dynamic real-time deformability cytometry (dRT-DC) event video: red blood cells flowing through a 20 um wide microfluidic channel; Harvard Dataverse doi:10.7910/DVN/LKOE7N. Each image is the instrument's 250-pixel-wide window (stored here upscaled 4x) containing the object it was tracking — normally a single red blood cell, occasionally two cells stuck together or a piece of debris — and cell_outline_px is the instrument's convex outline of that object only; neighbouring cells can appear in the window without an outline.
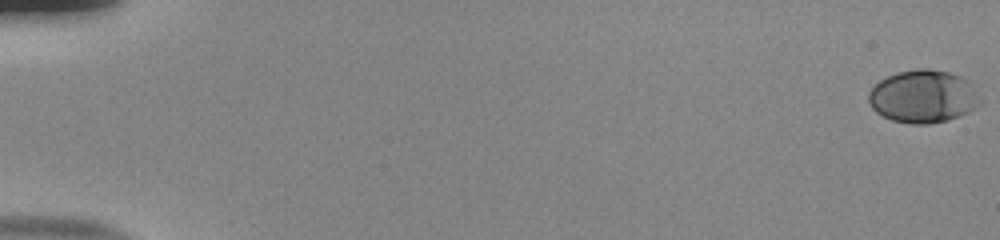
{"species": "human", "species_latin": "Homo sapiens", "temperature_condition": "room temperature", "stored_images_in_passage": 56, "camera_frame_rate_fps": 3000, "um_per_image_px": 0.085, "donor": {"sex": "male"}, "frame": {"image": 1, "passage_image": 1, "time_ms": 0.0, "image_size_px": [1000, 240], "cell_outline_px": [[980, 104], [968, 112], [948, 120], [928, 124], [912, 124], [892, 120], [876, 112], [872, 108], [868, 100], [868, 92], [880, 80], [896, 72], [916, 68], [928, 68], [948, 72], [960, 76], [968, 80], [980, 100]], "centroid_in_image_um": [78.44, 8.19], "position_along_channel_um": 6.6, "area_um2": 34.22}}
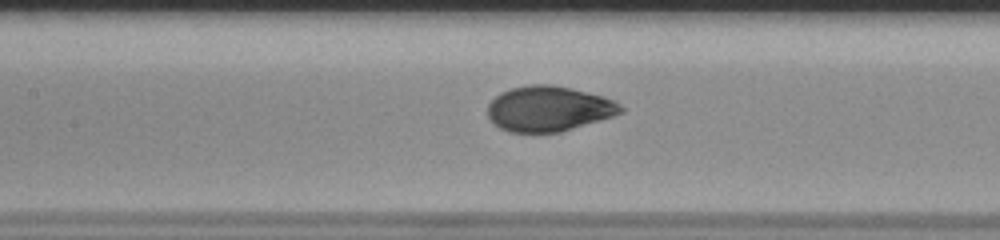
{"frame": {"image": 2, "passage_image": 28, "time_ms": 9.0, "image_size_px": [1000, 240], "cell_outline_px": [[624, 112], [612, 116], [560, 132], [508, 132], [500, 128], [488, 116], [488, 104], [500, 92], [512, 88], [528, 84], [552, 84], [572, 88], [600, 96], [612, 100], [620, 104], [624, 108]], "centroid_in_image_um": [46.62, 9.23], "position_along_channel_um": 160.8, "area_um2": 34.85}}
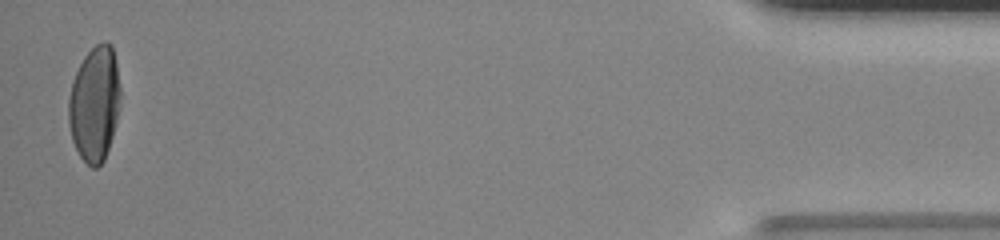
{"frame": {"image": 3, "passage_image": 55, "time_ms": 18.0, "image_size_px": [1000, 240], "cell_outline_px": [[120, 96], [116, 124], [104, 160], [96, 168], [92, 168], [80, 156], [72, 140], [68, 124], [68, 100], [72, 80], [84, 56], [96, 44], [104, 40], [112, 44], [116, 60], [120, 88]], "centroid_in_image_um": [8.03, 8.8], "position_along_channel_um": 427.2, "area_um2": 34.91}, "authors_computed_cell_mechanics": {"area_um2": 34.4488, "velocity_mm_per_s": 3.839, "shape_relaxation_time_tau1_ms": 4.7528, "shape_relaxation_time_tau2_ms": null, "deformation_change_tau1": 0.1926, "deformation_change_tau2": null}}